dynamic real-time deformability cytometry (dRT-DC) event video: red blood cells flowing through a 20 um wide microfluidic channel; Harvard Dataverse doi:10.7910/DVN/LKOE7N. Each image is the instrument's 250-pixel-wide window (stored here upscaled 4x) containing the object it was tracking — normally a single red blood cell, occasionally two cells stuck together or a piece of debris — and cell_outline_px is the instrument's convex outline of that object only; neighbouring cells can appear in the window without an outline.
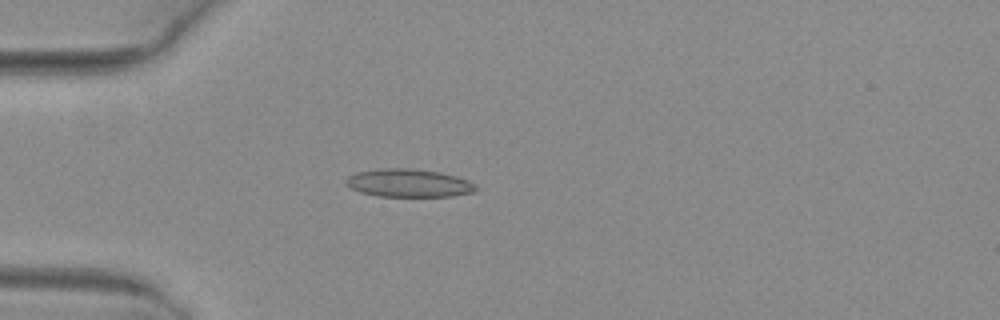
{"species": "common noctule bat (a hibernating species)", "species_latin": "Nyctalus noctula", "temperature_condition": "warm", "stored_images_in_passage": 4, "camera_frame_rate_fps": 3000, "um_per_image_px": 0.085, "animal": {"sex": "female", "body_mass_g": 29.2, "forearm_length_mm": 56.3}, "frame": {"image": 1, "passage_image": 4, "time_ms": 1.0, "image_size_px": [1000, 320], "cell_outline_px": [[476, 192], [452, 196], [376, 196], [360, 192], [344, 184], [344, 180], [348, 176], [356, 172], [384, 168], [408, 168], [440, 172], [456, 176], [468, 180], [476, 184]], "centroid_in_image_um": [34.73, 15.56], "position_along_channel_um": 50.3, "area_um2": 21.33}}